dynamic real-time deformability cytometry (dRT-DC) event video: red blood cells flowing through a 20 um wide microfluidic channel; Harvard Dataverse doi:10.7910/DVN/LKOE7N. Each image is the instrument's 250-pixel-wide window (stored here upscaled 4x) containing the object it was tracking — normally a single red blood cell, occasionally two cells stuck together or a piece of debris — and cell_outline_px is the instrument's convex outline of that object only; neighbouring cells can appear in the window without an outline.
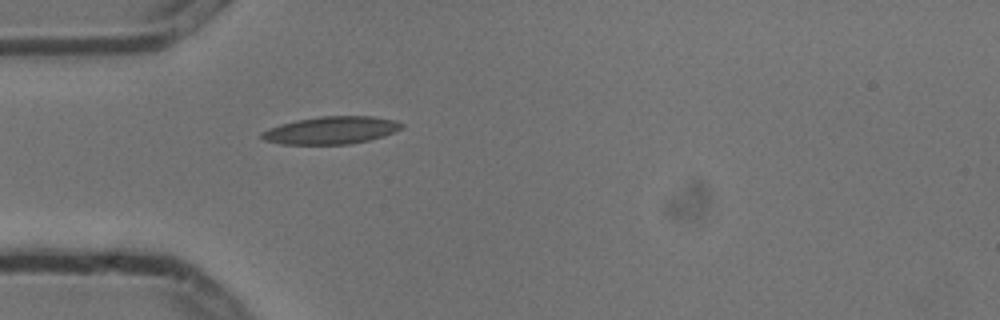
{"species": "common noctule bat (a hibernating species)", "species_latin": "Nyctalus noctula", "temperature_condition": "cold", "stored_images_in_passage": 1, "camera_frame_rate_fps": 3000, "um_per_image_px": 0.085, "animal": {"sex": "male", "body_mass_g": 13.3}, "frame": {"image": 1, "passage_image": 1, "time_ms": 0.0, "image_size_px": [1000, 320], "cell_outline_px": [[404, 128], [384, 136], [352, 144], [280, 144], [264, 140], [260, 136], [260, 132], [268, 128], [280, 124], [296, 120], [320, 116], [372, 116], [396, 120], [404, 124]], "centroid_in_image_um": [28.15, 11.07], "position_along_channel_um": 56.8, "area_um2": 22.66}}